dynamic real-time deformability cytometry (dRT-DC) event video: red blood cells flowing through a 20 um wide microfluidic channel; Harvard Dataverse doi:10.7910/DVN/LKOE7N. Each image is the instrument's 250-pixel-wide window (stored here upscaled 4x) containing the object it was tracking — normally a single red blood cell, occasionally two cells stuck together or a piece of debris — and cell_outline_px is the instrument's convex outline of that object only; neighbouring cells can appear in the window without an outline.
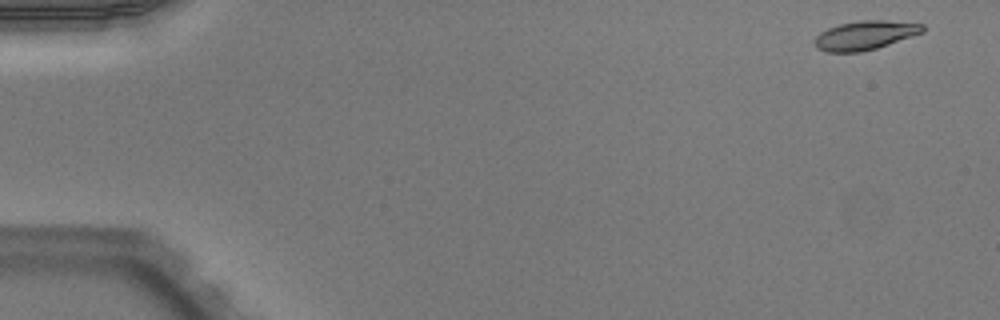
{"species": "Egyptian fruit bat (a non-hibernating species)", "species_latin": "Rousettus aegyptiacus", "temperature_condition": "warm", "stored_images_in_passage": 50, "camera_frame_rate_fps": 3000, "um_per_image_px": 0.085, "animal": {"sex": "male"}, "frame": {"image": 1, "passage_image": 1, "time_ms": 0.0, "image_size_px": [1000, 320], "cell_outline_px": [[924, 32], [876, 48], [860, 52], [828, 52], [816, 48], [816, 36], [820, 32], [828, 28], [840, 24], [860, 20], [884, 20], [924, 24]], "centroid_in_image_um": [73.53, 2.99], "position_along_channel_um": 11.5, "area_um2": 18.03}}
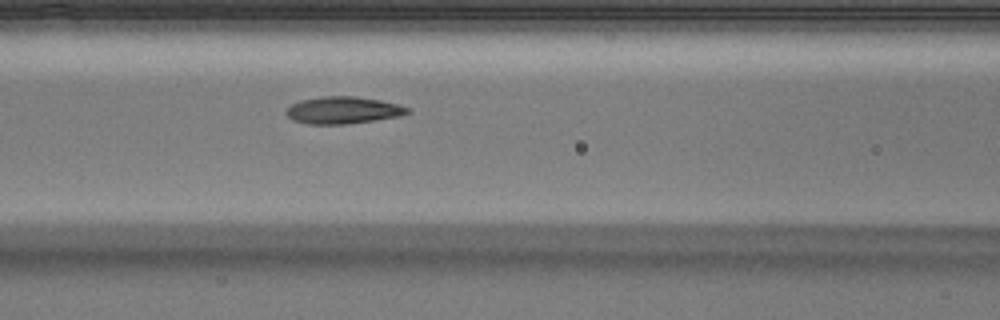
{"frame": {"image": 2, "passage_image": 21, "time_ms": 6.667, "image_size_px": [1000, 320], "cell_outline_px": [[412, 112], [400, 116], [376, 120], [348, 124], [308, 124], [292, 120], [284, 112], [292, 104], [300, 100], [324, 96], [356, 96], [380, 100], [412, 108]], "centroid_in_image_um": [29.19, 9.37], "position_along_channel_um": 137.4, "area_um2": 19.31}}
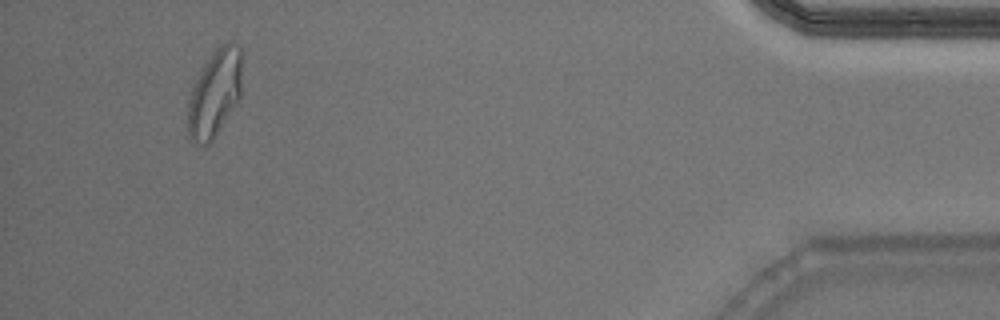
{"frame": {"image": 3, "passage_image": 47, "time_ms": 15.333, "image_size_px": [1000, 320], "cell_outline_px": [[240, 96], [212, 140], [204, 148], [192, 144], [188, 136], [188, 100], [192, 88], [204, 64], [216, 48], [224, 44], [228, 44], [240, 48]], "centroid_in_image_um": [18.19, 8.03], "position_along_channel_um": 417.0, "area_um2": 26.82}, "authors_computed_cell_mechanics": {"area_um2": 19.1896, "velocity_mm_per_s": 3.9701, "shape_relaxation_time_tau1_ms": 3.4974, "shape_relaxation_time_tau2_ms": 1.5745, "deformation_change_tau1": 0.1537, "deformation_change_tau2": 0.0754}}